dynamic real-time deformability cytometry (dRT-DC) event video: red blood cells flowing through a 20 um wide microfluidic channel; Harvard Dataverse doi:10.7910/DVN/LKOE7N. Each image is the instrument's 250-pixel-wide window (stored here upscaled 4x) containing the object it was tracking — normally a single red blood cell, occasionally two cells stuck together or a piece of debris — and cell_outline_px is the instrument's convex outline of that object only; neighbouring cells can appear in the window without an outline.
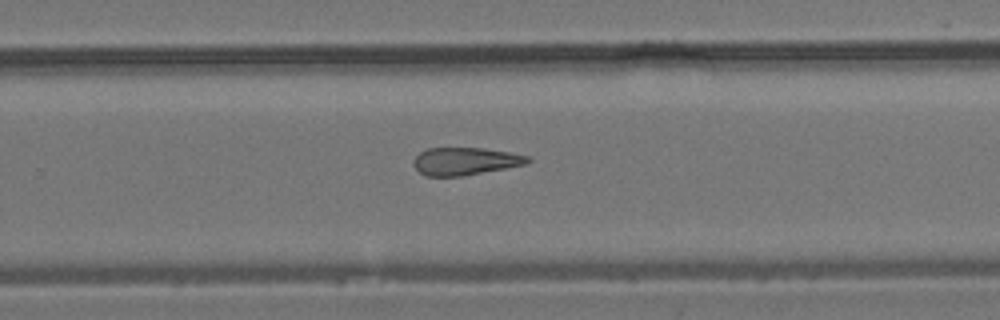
{"species": "common noctule bat (a hibernating species)", "species_latin": "Nyctalus noctula", "temperature_condition": "room temperature", "stored_images_in_passage": 22, "camera_frame_rate_fps": 3000, "um_per_image_px": 0.085, "animal": {"sex": "male", "body_mass_g": 19.2, "forearm_length_mm": 51.8}, "frame": {"image": 1, "passage_image": 16, "time_ms": 5.0, "image_size_px": [1000, 320], "cell_outline_px": [[532, 160], [528, 164], [460, 176], [424, 176], [412, 164], [416, 156], [420, 152], [428, 148], [484, 148], [508, 152], [528, 156]], "centroid_in_image_um": [39.54, 13.7], "position_along_channel_um": 290.3, "area_um2": 18.26}}